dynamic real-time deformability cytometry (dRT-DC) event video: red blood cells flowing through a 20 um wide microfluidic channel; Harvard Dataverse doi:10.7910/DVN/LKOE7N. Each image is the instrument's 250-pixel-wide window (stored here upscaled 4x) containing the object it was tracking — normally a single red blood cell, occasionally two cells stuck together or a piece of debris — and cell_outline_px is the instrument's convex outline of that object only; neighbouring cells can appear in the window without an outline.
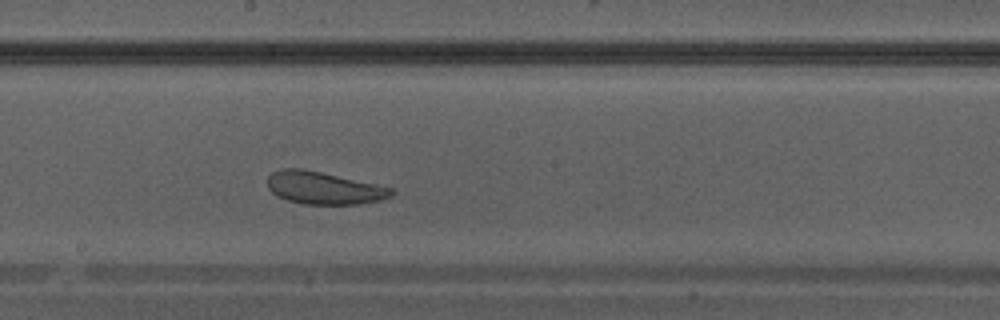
{"species": "Egyptian fruit bat (a non-hibernating species)", "species_latin": "Rousettus aegyptiacus", "temperature_condition": "warm", "stored_images_in_passage": 31, "camera_frame_rate_fps": 3000, "um_per_image_px": 0.085, "animal": {"sex": "male"}, "frame": {"image": 1, "passage_image": 14, "time_ms": 4.333, "image_size_px": [1000, 320], "cell_outline_px": [[396, 192], [392, 196], [380, 200], [360, 204], [304, 204], [288, 200], [276, 196], [268, 188], [268, 176], [272, 172], [284, 168], [300, 168], [320, 172], [376, 184], [392, 188]], "centroid_in_image_um": [27.53, 15.98], "position_along_channel_um": 220.7, "area_um2": 23.35}}